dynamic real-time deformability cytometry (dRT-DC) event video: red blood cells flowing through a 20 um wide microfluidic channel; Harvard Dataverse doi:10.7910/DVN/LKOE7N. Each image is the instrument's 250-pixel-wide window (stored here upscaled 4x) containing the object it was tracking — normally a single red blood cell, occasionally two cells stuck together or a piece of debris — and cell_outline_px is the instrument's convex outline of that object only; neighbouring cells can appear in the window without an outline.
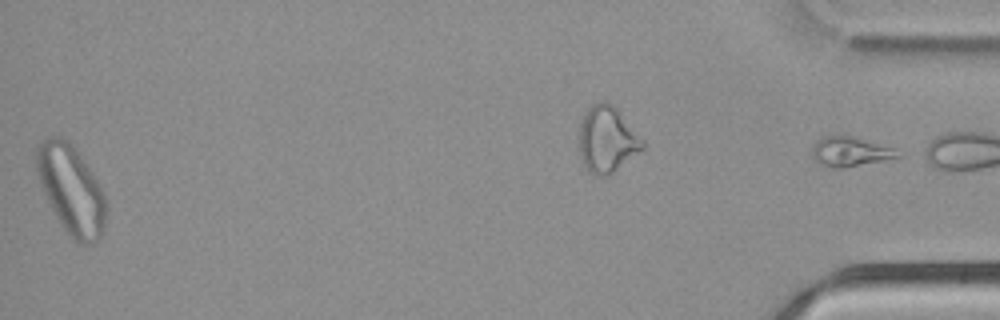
{"species": "common noctule bat (a hibernating species)", "species_latin": "Nyctalus noctula", "temperature_condition": "cold", "stored_images_in_passage": 50, "camera_frame_rate_fps": 3000, "um_per_image_px": 0.085, "animal": {"sex": "male", "body_mass_g": 21.5, "forearm_length_mm": 52.0}, "frame": {"image": 1, "passage_image": 50, "time_ms": 16.333, "image_size_px": [1000, 320], "cell_outline_px": [[904, 156], [884, 160], [840, 168], [832, 168], [820, 164], [812, 156], [812, 148], [816, 140], [820, 136], [852, 136], [896, 148]], "centroid_in_image_um": [72.28, 12.88], "position_along_channel_um": 362.9, "area_um2": 14.8}}